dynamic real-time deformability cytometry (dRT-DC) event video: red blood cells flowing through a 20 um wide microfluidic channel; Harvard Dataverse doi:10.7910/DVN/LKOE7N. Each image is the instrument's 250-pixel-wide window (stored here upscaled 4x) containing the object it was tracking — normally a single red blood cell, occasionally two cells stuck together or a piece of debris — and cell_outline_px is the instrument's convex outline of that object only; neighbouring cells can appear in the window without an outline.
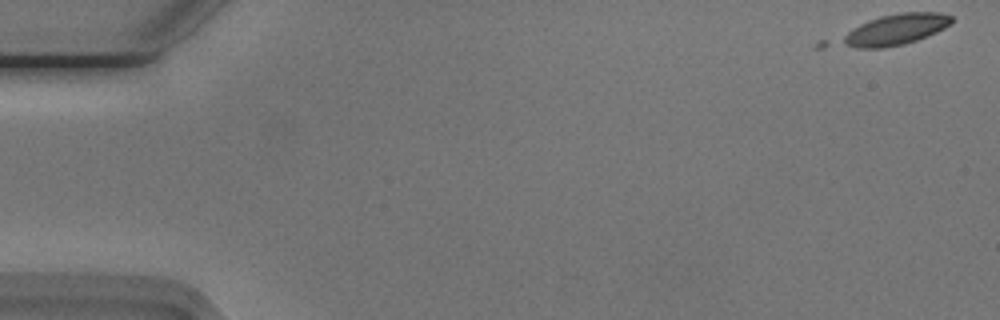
{"species": "Egyptian fruit bat (a non-hibernating species)", "species_latin": "Rousettus aegyptiacus", "temperature_condition": "cold", "stored_images_in_passage": 4, "camera_frame_rate_fps": 3000, "um_per_image_px": 0.085, "animal": {"sex": "male"}, "frame": {"image": 1, "passage_image": 1, "time_ms": 0.0, "image_size_px": [1000, 320], "cell_outline_px": [[952, 24], [936, 32], [916, 40], [904, 44], [880, 48], [812, 48], [812, 44], [816, 40], [868, 20], [880, 16], [900, 12], [940, 12], [952, 16]], "centroid_in_image_um": [75.38, 2.63], "position_along_channel_um": 9.6, "area_um2": 22.89}}